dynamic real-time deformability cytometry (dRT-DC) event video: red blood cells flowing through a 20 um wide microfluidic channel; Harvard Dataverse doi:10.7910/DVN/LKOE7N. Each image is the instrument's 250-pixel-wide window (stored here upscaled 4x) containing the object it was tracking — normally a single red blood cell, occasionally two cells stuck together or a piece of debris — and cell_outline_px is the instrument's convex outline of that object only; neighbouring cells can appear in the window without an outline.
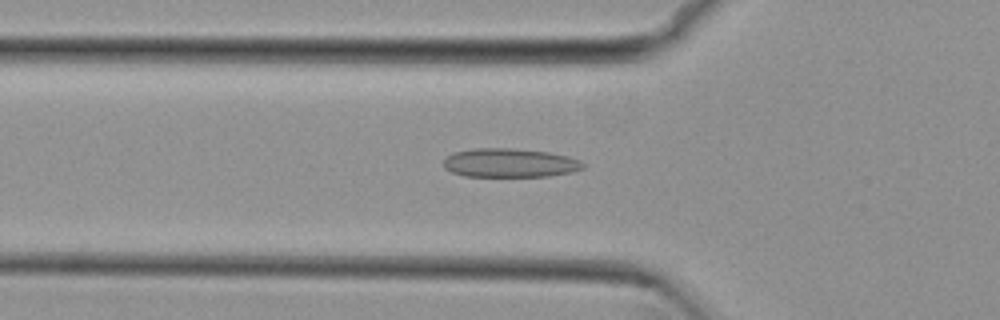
{"species": "common noctule bat (a hibernating species)", "species_latin": "Nyctalus noctula", "temperature_condition": "cold", "stored_images_in_passage": 52, "camera_frame_rate_fps": 3000, "um_per_image_px": 0.085, "animal": {"sex": "female", "body_mass_g": 29.2, "forearm_length_mm": 56.3}, "frame": {"image": 1, "passage_image": 17, "time_ms": 5.333, "image_size_px": [1000, 320], "cell_outline_px": [[584, 168], [572, 172], [548, 176], [464, 176], [452, 172], [444, 168], [444, 160], [452, 152], [472, 148], [512, 148], [548, 152], [568, 156], [580, 160], [584, 164]], "centroid_in_image_um": [43.32, 13.84], "position_along_channel_um": 82.5, "area_um2": 23.52}}
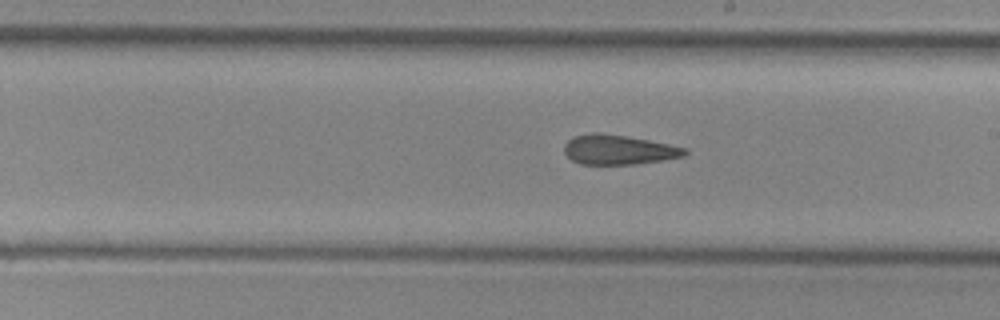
{"frame": {"image": 2, "passage_image": 29, "time_ms": 9.333, "image_size_px": [1000, 320], "cell_outline_px": [[688, 152], [684, 156], [636, 164], [580, 164], [572, 160], [564, 152], [564, 144], [572, 136], [592, 132], [600, 132], [648, 140], [668, 144], [684, 148]], "centroid_in_image_um": [52.51, 12.72], "position_along_channel_um": 236.5, "area_um2": 20.69}}
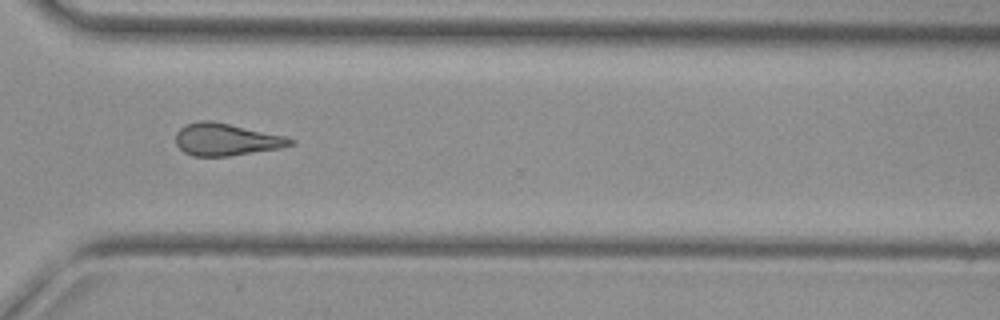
{"frame": {"image": 3, "passage_image": 38, "time_ms": 12.333, "image_size_px": [1000, 320], "cell_outline_px": [[296, 140], [292, 144], [280, 148], [228, 156], [192, 156], [184, 152], [176, 144], [176, 132], [180, 128], [188, 124], [200, 120], [212, 120], [284, 136]], "centroid_in_image_um": [19.19, 11.86], "position_along_channel_um": 351.4, "area_um2": 21.33}, "authors_computed_cell_mechanics": {"area_um2": 22.0507, "velocity_mm_per_s": 3.8338, "shape_relaxation_time_tau1_ms": null, "shape_relaxation_time_tau2_ms": 3.1641, "deformation_change_tau1": null, "deformation_change_tau2": 0.115}}